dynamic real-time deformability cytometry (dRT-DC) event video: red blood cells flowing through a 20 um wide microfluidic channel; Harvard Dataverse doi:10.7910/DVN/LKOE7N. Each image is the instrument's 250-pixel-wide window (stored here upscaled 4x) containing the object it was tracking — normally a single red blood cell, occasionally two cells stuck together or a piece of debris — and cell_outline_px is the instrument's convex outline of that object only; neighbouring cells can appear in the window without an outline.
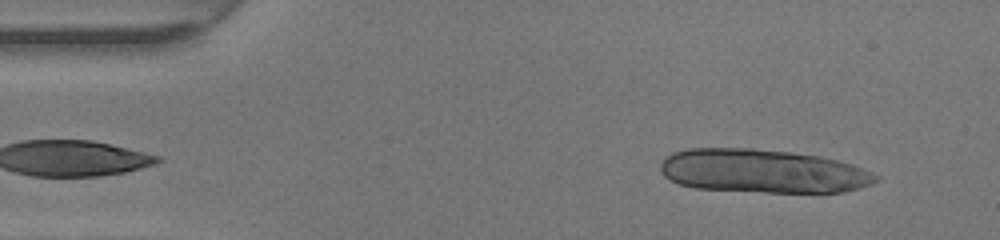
{"species": "human", "species_latin": "Homo sapiens", "temperature_condition": "warm", "stored_images_in_passage": 12, "camera_frame_rate_fps": 3000, "um_per_image_px": 0.085, "donor": {"sex": "female"}, "frame": {"image": 1, "passage_image": 3, "time_ms": 0.667, "image_size_px": [1000, 240], "cell_outline_px": [[880, 180], [872, 184], [860, 188], [844, 192], [764, 192], [696, 188], [680, 184], [664, 176], [660, 172], [660, 164], [672, 152], [688, 148], [752, 148], [792, 152], [820, 156], [852, 164], [872, 172], [880, 176]], "centroid_in_image_um": [64.86, 14.54], "position_along_channel_um": 20.1, "area_um2": 54.97}}